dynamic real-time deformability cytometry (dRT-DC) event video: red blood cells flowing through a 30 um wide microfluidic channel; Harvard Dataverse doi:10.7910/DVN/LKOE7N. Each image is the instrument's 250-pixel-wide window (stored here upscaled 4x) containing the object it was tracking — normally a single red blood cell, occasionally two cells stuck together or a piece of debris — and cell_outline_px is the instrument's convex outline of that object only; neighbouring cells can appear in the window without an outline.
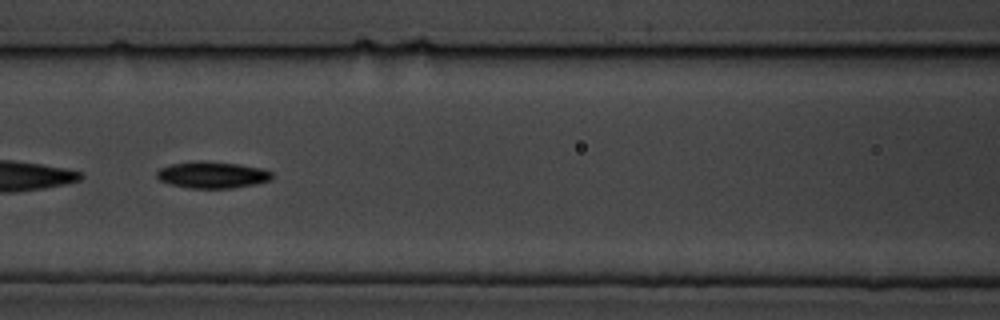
{"species": "common noctule bat (a hibernating species)", "species_latin": "Nyctalus noctula", "temperature_condition": "cold", "stored_images_in_passage": 8, "segment_of_instrument_passage": [2, 2], "camera_frame_rate_fps": 3000, "um_per_image_px": 0.085, "animal": {"sex": "male", "body_mass_g": 19.5, "forearm_length_mm": 54.6}, "frame": {"image": 1, "passage_image": 8, "time_ms": 8.0, "image_size_px": [1000, 320], "cell_outline_px": [[272, 180], [256, 184], [232, 188], [192, 188], [168, 184], [160, 180], [156, 176], [156, 172], [160, 168], [172, 164], [196, 160], [204, 160], [240, 164], [260, 168], [272, 172]], "centroid_in_image_um": [18.04, 14.85], "position_along_channel_um": 148.6, "area_um2": 18.03}}